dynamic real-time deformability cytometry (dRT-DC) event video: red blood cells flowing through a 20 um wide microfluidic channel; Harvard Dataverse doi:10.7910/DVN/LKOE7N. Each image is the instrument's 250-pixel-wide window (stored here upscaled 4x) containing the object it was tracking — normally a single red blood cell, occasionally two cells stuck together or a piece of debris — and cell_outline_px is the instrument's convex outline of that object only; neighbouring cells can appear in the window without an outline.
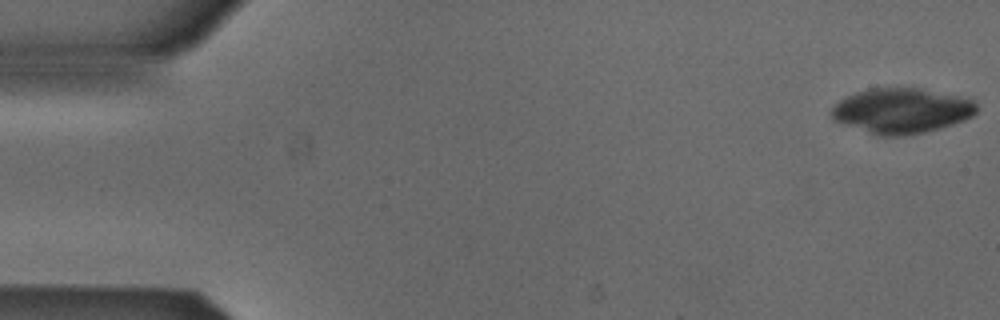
{"species": "Egyptian fruit bat (a non-hibernating species)", "species_latin": "Rousettus aegyptiacus", "temperature_condition": "cold", "stored_images_in_passage": 15, "camera_frame_rate_fps": 3000, "um_per_image_px": 0.085, "animal": {"sex": "male"}, "frame": {"image": 1, "passage_image": 1, "time_ms": 0.0, "image_size_px": [1000, 320], "cell_outline_px": [[976, 112], [972, 116], [964, 120], [940, 128], [924, 132], [904, 136], [880, 136], [836, 120], [832, 116], [832, 108], [840, 100], [856, 92], [868, 88], [920, 88], [956, 96], [972, 100], [976, 104]], "centroid_in_image_um": [76.65, 9.41], "position_along_channel_um": 8.3, "area_um2": 37.51}}